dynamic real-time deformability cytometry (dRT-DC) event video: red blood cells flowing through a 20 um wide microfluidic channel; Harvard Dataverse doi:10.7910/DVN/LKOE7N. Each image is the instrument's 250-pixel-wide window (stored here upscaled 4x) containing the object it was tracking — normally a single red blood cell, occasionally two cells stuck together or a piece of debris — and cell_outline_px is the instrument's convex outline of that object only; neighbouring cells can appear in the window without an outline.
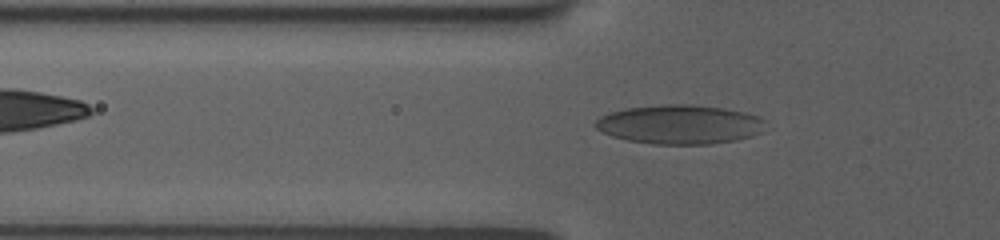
{"species": "human", "species_latin": "Homo sapiens", "temperature_condition": "room temperature", "stored_images_in_passage": 38, "camera_frame_rate_fps": 3000, "um_per_image_px": 0.085, "donor": {"sex": "female"}, "frame": {"image": 1, "passage_image": 6, "time_ms": 1.667, "image_size_px": [1000, 240], "cell_outline_px": [[768, 120], [760, 132], [752, 136], [736, 140], [712, 144], [652, 144], [628, 140], [612, 136], [600, 132], [592, 124], [600, 116], [608, 112], [628, 108], [660, 104], [692, 104], [724, 108], [744, 112], [760, 116]], "centroid_in_image_um": [57.77, 10.57], "position_along_channel_um": 68.0, "area_um2": 39.25}}
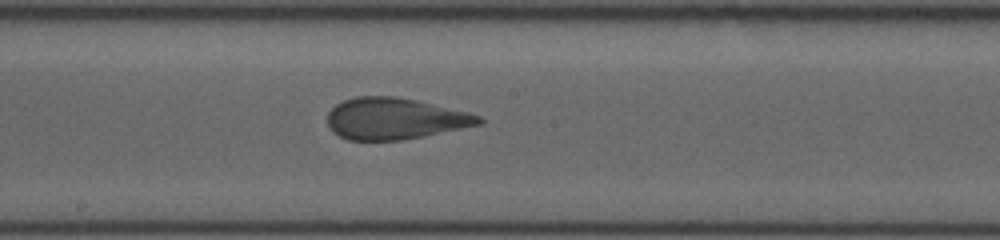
{"frame": {"image": 2, "passage_image": 18, "time_ms": 5.667, "image_size_px": [1000, 240], "cell_outline_px": [[484, 124], [404, 140], [348, 140], [332, 132], [328, 128], [328, 112], [336, 104], [344, 100], [356, 96], [396, 96], [416, 100], [468, 112], [480, 116], [484, 120]], "centroid_in_image_um": [33.56, 10.09], "position_along_channel_um": 214.6, "area_um2": 36.76}}
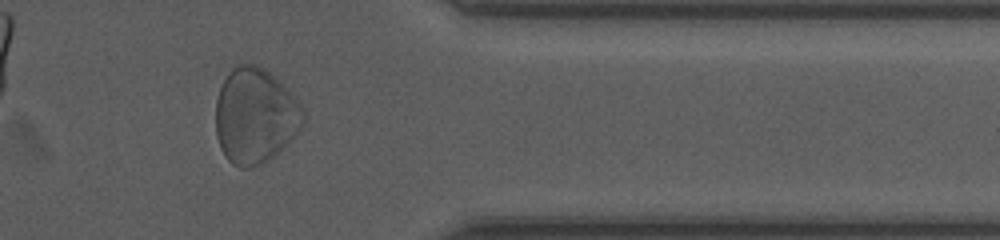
{"frame": {"image": 3, "passage_image": 33, "time_ms": 10.667, "image_size_px": [1000, 240], "cell_outline_px": [[304, 124], [268, 160], [260, 164], [248, 168], [240, 168], [232, 164], [228, 160], [220, 148], [216, 136], [216, 100], [220, 88], [228, 72], [232, 68], [240, 64], [256, 64], [264, 68], [300, 104], [304, 112]], "centroid_in_image_um": [21.63, 9.85], "position_along_channel_um": 389.8, "area_um2": 47.8}}